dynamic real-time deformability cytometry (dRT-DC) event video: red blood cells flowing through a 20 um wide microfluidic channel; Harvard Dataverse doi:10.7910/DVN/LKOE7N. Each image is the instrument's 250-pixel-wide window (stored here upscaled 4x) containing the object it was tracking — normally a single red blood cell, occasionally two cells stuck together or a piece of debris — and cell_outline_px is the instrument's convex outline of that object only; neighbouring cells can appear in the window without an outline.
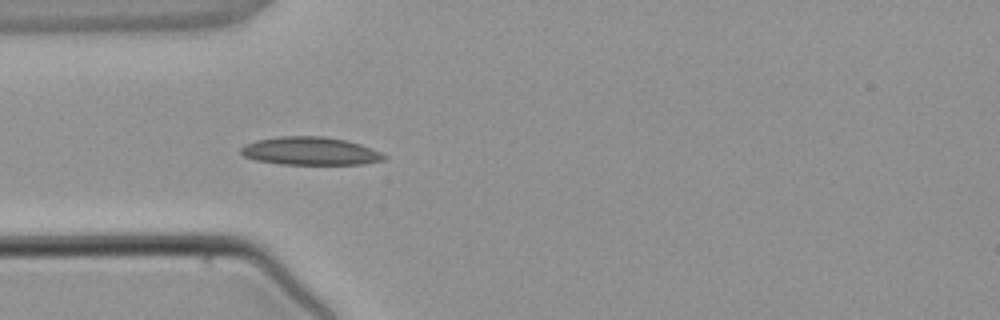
{"species": "common noctule bat (a hibernating species)", "species_latin": "Nyctalus noctula", "temperature_condition": "warm", "stored_images_in_passage": 3, "camera_frame_rate_fps": 3000, "um_per_image_px": 0.085, "animal": {"sex": "male", "body_mass_g": 21.5, "forearm_length_mm": 52.0}, "frame": {"image": 1, "passage_image": 3, "time_ms": 3.333, "image_size_px": [1000, 320], "cell_outline_px": [[388, 156], [384, 160], [364, 164], [280, 164], [256, 160], [244, 156], [240, 152], [240, 148], [256, 140], [280, 136], [324, 136], [344, 140], [360, 144], [372, 148]], "centroid_in_image_um": [26.39, 12.84], "position_along_channel_um": 58.6, "area_um2": 23.35}}